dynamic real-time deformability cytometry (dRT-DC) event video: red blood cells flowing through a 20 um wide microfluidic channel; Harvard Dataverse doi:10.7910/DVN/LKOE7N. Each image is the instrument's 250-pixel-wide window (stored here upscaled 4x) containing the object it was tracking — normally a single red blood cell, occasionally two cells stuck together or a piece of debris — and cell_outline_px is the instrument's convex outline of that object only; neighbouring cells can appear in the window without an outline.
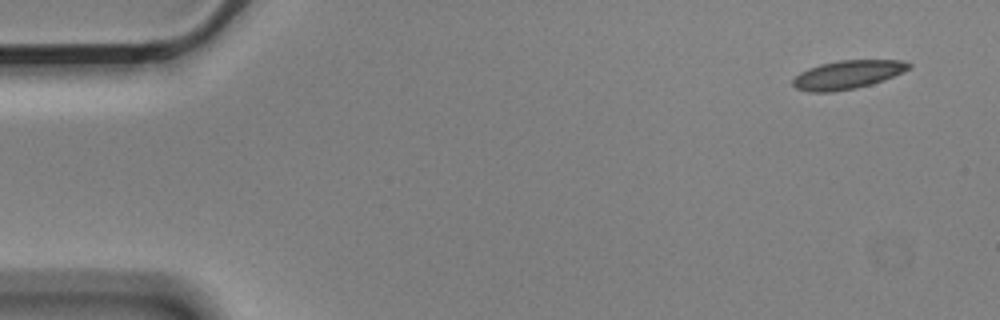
{"species": "Egyptian fruit bat (a non-hibernating species)", "species_latin": "Rousettus aegyptiacus", "temperature_condition": "cold", "stored_images_in_passage": 5, "camera_frame_rate_fps": 3000, "um_per_image_px": 0.085, "animal": {"sex": "male"}, "frame": {"image": 1, "passage_image": 1, "time_ms": 0.0, "image_size_px": [1000, 320], "cell_outline_px": [[912, 64], [908, 68], [884, 80], [872, 84], [856, 88], [832, 92], [808, 92], [796, 88], [792, 84], [792, 80], [800, 72], [808, 68], [820, 64], [840, 60], [904, 60]], "centroid_in_image_um": [72.0, 6.35], "position_along_channel_um": 13.0, "area_um2": 19.19}}
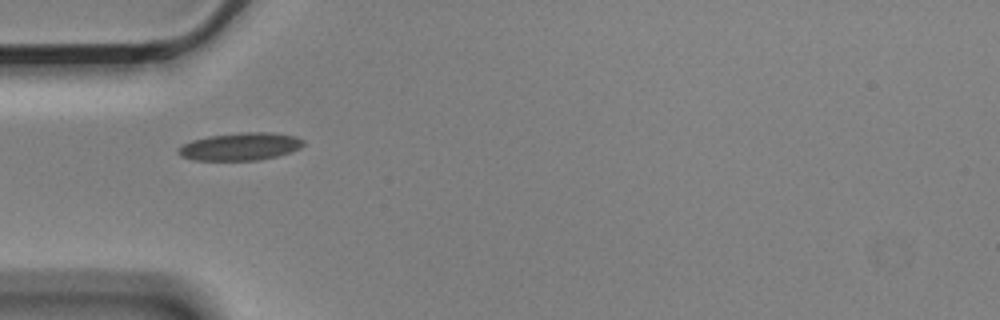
{"frame": {"image": 2, "passage_image": 4, "time_ms": 1.0, "image_size_px": [1000, 320], "cell_outline_px": [[304, 144], [300, 148], [276, 156], [260, 160], [192, 160], [180, 156], [176, 152], [184, 144], [192, 140], [208, 136], [240, 132], [272, 132], [296, 136], [304, 140]], "centroid_in_image_um": [20.42, 12.45], "position_along_channel_um": 64.6, "area_um2": 20.17}}
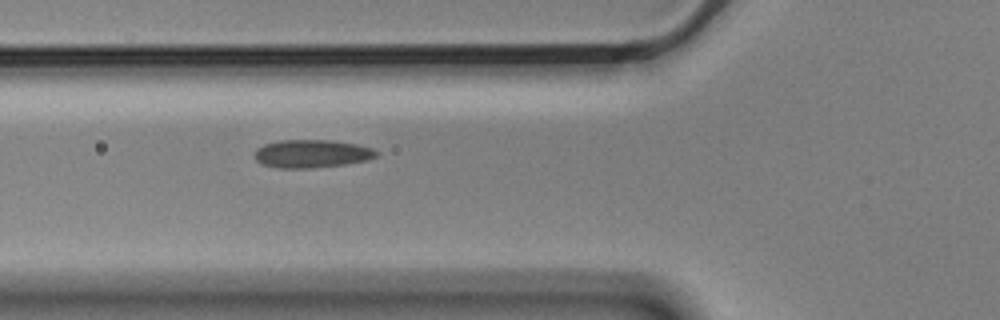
{"frame": {"image": 3, "passage_image": 5, "time_ms": 1.333, "image_size_px": [1000, 320], "cell_outline_px": [[380, 152], [376, 156], [368, 160], [344, 164], [312, 168], [276, 168], [260, 164], [256, 160], [256, 148], [264, 144], [280, 140], [328, 140], [356, 144], [372, 148]], "centroid_in_image_um": [26.49, 13.07], "position_along_channel_um": 99.3, "area_um2": 19.94}}